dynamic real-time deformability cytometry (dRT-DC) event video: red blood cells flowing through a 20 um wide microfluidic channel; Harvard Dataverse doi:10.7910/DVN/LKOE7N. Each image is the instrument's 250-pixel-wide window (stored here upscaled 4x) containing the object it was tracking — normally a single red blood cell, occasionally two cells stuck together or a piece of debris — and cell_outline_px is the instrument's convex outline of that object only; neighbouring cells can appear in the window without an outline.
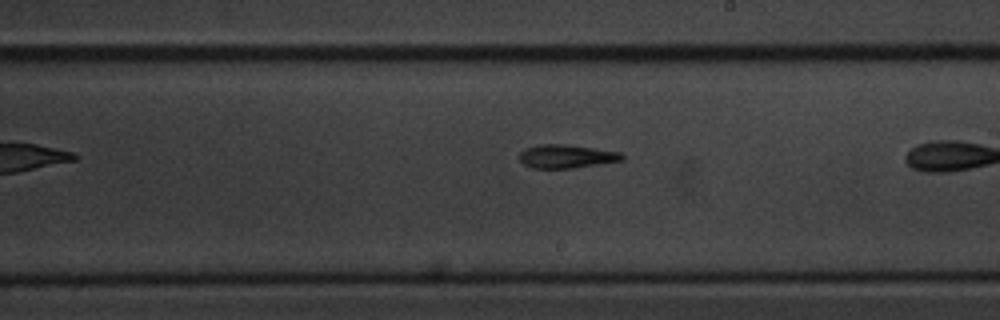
{"species": "common noctule bat (a hibernating species)", "species_latin": "Nyctalus noctula", "temperature_condition": "cold", "stored_images_in_passage": 20, "camera_frame_rate_fps": 3000, "um_per_image_px": 0.085, "animal": {"sex": "male", "body_mass_g": 20.1, "forearm_length_mm": 53.5}, "frame": {"image": 1, "passage_image": 15, "time_ms": 4.667, "image_size_px": [1000, 320], "cell_outline_px": [[624, 160], [572, 168], [532, 168], [524, 164], [520, 160], [520, 152], [524, 148], [540, 144], [568, 144], [620, 152], [624, 156]], "centroid_in_image_um": [48.13, 13.28], "position_along_channel_um": 240.9, "area_um2": 14.05}}